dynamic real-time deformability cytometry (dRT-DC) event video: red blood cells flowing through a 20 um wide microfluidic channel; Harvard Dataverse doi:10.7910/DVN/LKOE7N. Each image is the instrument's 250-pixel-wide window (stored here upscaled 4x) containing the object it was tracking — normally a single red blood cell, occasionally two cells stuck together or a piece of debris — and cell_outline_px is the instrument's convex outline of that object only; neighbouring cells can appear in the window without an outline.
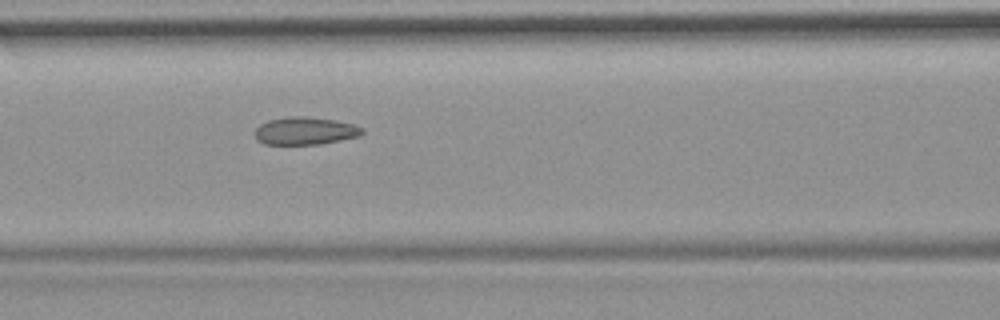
{"species": "common noctule bat (a hibernating species)", "species_latin": "Nyctalus noctula", "temperature_condition": "room temperature", "stored_images_in_passage": 37, "camera_frame_rate_fps": 3000, "um_per_image_px": 0.085, "animal": {"sex": "female", "body_mass_g": 19.9}, "frame": {"image": 1, "passage_image": 16, "time_ms": 5.0, "image_size_px": [1000, 320], "cell_outline_px": [[364, 132], [360, 136], [320, 144], [264, 144], [256, 140], [252, 132], [260, 124], [268, 120], [288, 116], [308, 116], [336, 120], [352, 124], [364, 128]], "centroid_in_image_um": [25.9, 11.12], "position_along_channel_um": 140.7, "area_um2": 17.57}}